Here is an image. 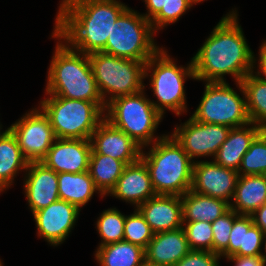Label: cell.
<instances>
[{
    "mask_svg": "<svg viewBox=\"0 0 266 266\" xmlns=\"http://www.w3.org/2000/svg\"><path fill=\"white\" fill-rule=\"evenodd\" d=\"M95 257L101 266H145V249L127 241L98 246Z\"/></svg>",
    "mask_w": 266,
    "mask_h": 266,
    "instance_id": "27",
    "label": "cell"
},
{
    "mask_svg": "<svg viewBox=\"0 0 266 266\" xmlns=\"http://www.w3.org/2000/svg\"><path fill=\"white\" fill-rule=\"evenodd\" d=\"M163 49H159L145 64V77L151 74V87L156 101L153 106L163 115L169 109L178 116L186 110L184 82L186 77L195 79L193 62L185 68L178 67ZM154 68V69H152Z\"/></svg>",
    "mask_w": 266,
    "mask_h": 266,
    "instance_id": "8",
    "label": "cell"
},
{
    "mask_svg": "<svg viewBox=\"0 0 266 266\" xmlns=\"http://www.w3.org/2000/svg\"><path fill=\"white\" fill-rule=\"evenodd\" d=\"M238 171L223 167L214 161H196L193 163L191 190L225 200L234 197Z\"/></svg>",
    "mask_w": 266,
    "mask_h": 266,
    "instance_id": "13",
    "label": "cell"
},
{
    "mask_svg": "<svg viewBox=\"0 0 266 266\" xmlns=\"http://www.w3.org/2000/svg\"><path fill=\"white\" fill-rule=\"evenodd\" d=\"M140 159L148 168L156 194L183 196L192 186L193 163L172 135L157 140Z\"/></svg>",
    "mask_w": 266,
    "mask_h": 266,
    "instance_id": "4",
    "label": "cell"
},
{
    "mask_svg": "<svg viewBox=\"0 0 266 266\" xmlns=\"http://www.w3.org/2000/svg\"><path fill=\"white\" fill-rule=\"evenodd\" d=\"M238 174L266 175V130H262L251 143L241 160Z\"/></svg>",
    "mask_w": 266,
    "mask_h": 266,
    "instance_id": "30",
    "label": "cell"
},
{
    "mask_svg": "<svg viewBox=\"0 0 266 266\" xmlns=\"http://www.w3.org/2000/svg\"><path fill=\"white\" fill-rule=\"evenodd\" d=\"M111 195L135 204L138 208L142 203L156 195L147 166L139 159L137 162L126 165Z\"/></svg>",
    "mask_w": 266,
    "mask_h": 266,
    "instance_id": "19",
    "label": "cell"
},
{
    "mask_svg": "<svg viewBox=\"0 0 266 266\" xmlns=\"http://www.w3.org/2000/svg\"><path fill=\"white\" fill-rule=\"evenodd\" d=\"M79 211L76 206L60 199L36 211L33 216L38 236H43L53 246L61 244L75 225Z\"/></svg>",
    "mask_w": 266,
    "mask_h": 266,
    "instance_id": "16",
    "label": "cell"
},
{
    "mask_svg": "<svg viewBox=\"0 0 266 266\" xmlns=\"http://www.w3.org/2000/svg\"><path fill=\"white\" fill-rule=\"evenodd\" d=\"M241 84L245 92L246 107L251 123L266 130V79L251 72L242 79Z\"/></svg>",
    "mask_w": 266,
    "mask_h": 266,
    "instance_id": "29",
    "label": "cell"
},
{
    "mask_svg": "<svg viewBox=\"0 0 266 266\" xmlns=\"http://www.w3.org/2000/svg\"><path fill=\"white\" fill-rule=\"evenodd\" d=\"M230 130L225 125L202 123L190 117L182 126L175 128L172 136L193 160L199 156L214 157Z\"/></svg>",
    "mask_w": 266,
    "mask_h": 266,
    "instance_id": "12",
    "label": "cell"
},
{
    "mask_svg": "<svg viewBox=\"0 0 266 266\" xmlns=\"http://www.w3.org/2000/svg\"><path fill=\"white\" fill-rule=\"evenodd\" d=\"M190 251L183 227L155 233L145 249V264L175 265Z\"/></svg>",
    "mask_w": 266,
    "mask_h": 266,
    "instance_id": "20",
    "label": "cell"
},
{
    "mask_svg": "<svg viewBox=\"0 0 266 266\" xmlns=\"http://www.w3.org/2000/svg\"><path fill=\"white\" fill-rule=\"evenodd\" d=\"M99 191L89 171L80 173H58L59 199L76 206L79 210Z\"/></svg>",
    "mask_w": 266,
    "mask_h": 266,
    "instance_id": "25",
    "label": "cell"
},
{
    "mask_svg": "<svg viewBox=\"0 0 266 266\" xmlns=\"http://www.w3.org/2000/svg\"><path fill=\"white\" fill-rule=\"evenodd\" d=\"M125 215L116 208H110L101 214L97 221V230L101 237L99 246L124 240Z\"/></svg>",
    "mask_w": 266,
    "mask_h": 266,
    "instance_id": "31",
    "label": "cell"
},
{
    "mask_svg": "<svg viewBox=\"0 0 266 266\" xmlns=\"http://www.w3.org/2000/svg\"><path fill=\"white\" fill-rule=\"evenodd\" d=\"M253 224L266 234V202L251 214Z\"/></svg>",
    "mask_w": 266,
    "mask_h": 266,
    "instance_id": "39",
    "label": "cell"
},
{
    "mask_svg": "<svg viewBox=\"0 0 266 266\" xmlns=\"http://www.w3.org/2000/svg\"><path fill=\"white\" fill-rule=\"evenodd\" d=\"M140 91L113 99L106 105L105 119L131 137L141 148L155 143L165 135L153 138L163 115Z\"/></svg>",
    "mask_w": 266,
    "mask_h": 266,
    "instance_id": "6",
    "label": "cell"
},
{
    "mask_svg": "<svg viewBox=\"0 0 266 266\" xmlns=\"http://www.w3.org/2000/svg\"><path fill=\"white\" fill-rule=\"evenodd\" d=\"M91 154H103L123 161L126 165L140 159L142 148L126 133L113 126L105 118L92 133Z\"/></svg>",
    "mask_w": 266,
    "mask_h": 266,
    "instance_id": "14",
    "label": "cell"
},
{
    "mask_svg": "<svg viewBox=\"0 0 266 266\" xmlns=\"http://www.w3.org/2000/svg\"><path fill=\"white\" fill-rule=\"evenodd\" d=\"M264 240L263 242H265V253H266V234L264 235ZM261 256L264 258V260L266 261V254L264 255L263 253L261 254Z\"/></svg>",
    "mask_w": 266,
    "mask_h": 266,
    "instance_id": "42",
    "label": "cell"
},
{
    "mask_svg": "<svg viewBox=\"0 0 266 266\" xmlns=\"http://www.w3.org/2000/svg\"><path fill=\"white\" fill-rule=\"evenodd\" d=\"M57 43L48 71L46 94L74 100L104 102L88 54ZM81 55V56H80Z\"/></svg>",
    "mask_w": 266,
    "mask_h": 266,
    "instance_id": "3",
    "label": "cell"
},
{
    "mask_svg": "<svg viewBox=\"0 0 266 266\" xmlns=\"http://www.w3.org/2000/svg\"><path fill=\"white\" fill-rule=\"evenodd\" d=\"M99 93L107 105L115 98L144 90L145 62L104 52L88 54ZM108 95L109 99H105Z\"/></svg>",
    "mask_w": 266,
    "mask_h": 266,
    "instance_id": "7",
    "label": "cell"
},
{
    "mask_svg": "<svg viewBox=\"0 0 266 266\" xmlns=\"http://www.w3.org/2000/svg\"><path fill=\"white\" fill-rule=\"evenodd\" d=\"M151 22L129 7L115 21L104 53L147 62L158 50Z\"/></svg>",
    "mask_w": 266,
    "mask_h": 266,
    "instance_id": "9",
    "label": "cell"
},
{
    "mask_svg": "<svg viewBox=\"0 0 266 266\" xmlns=\"http://www.w3.org/2000/svg\"><path fill=\"white\" fill-rule=\"evenodd\" d=\"M221 256L206 250H191L175 266H219Z\"/></svg>",
    "mask_w": 266,
    "mask_h": 266,
    "instance_id": "35",
    "label": "cell"
},
{
    "mask_svg": "<svg viewBox=\"0 0 266 266\" xmlns=\"http://www.w3.org/2000/svg\"><path fill=\"white\" fill-rule=\"evenodd\" d=\"M8 129L16 137L28 162H41L57 139L49 118L41 108L32 109Z\"/></svg>",
    "mask_w": 266,
    "mask_h": 266,
    "instance_id": "11",
    "label": "cell"
},
{
    "mask_svg": "<svg viewBox=\"0 0 266 266\" xmlns=\"http://www.w3.org/2000/svg\"><path fill=\"white\" fill-rule=\"evenodd\" d=\"M145 266H175V265H164V264H145Z\"/></svg>",
    "mask_w": 266,
    "mask_h": 266,
    "instance_id": "41",
    "label": "cell"
},
{
    "mask_svg": "<svg viewBox=\"0 0 266 266\" xmlns=\"http://www.w3.org/2000/svg\"><path fill=\"white\" fill-rule=\"evenodd\" d=\"M263 231L253 224L251 215H239L234 211V222L229 235L228 248L220 255L257 256L261 255L264 241Z\"/></svg>",
    "mask_w": 266,
    "mask_h": 266,
    "instance_id": "21",
    "label": "cell"
},
{
    "mask_svg": "<svg viewBox=\"0 0 266 266\" xmlns=\"http://www.w3.org/2000/svg\"><path fill=\"white\" fill-rule=\"evenodd\" d=\"M254 53L249 48L235 11L227 14L215 26L210 36L192 58L195 79L224 82L231 74L236 83L253 71Z\"/></svg>",
    "mask_w": 266,
    "mask_h": 266,
    "instance_id": "2",
    "label": "cell"
},
{
    "mask_svg": "<svg viewBox=\"0 0 266 266\" xmlns=\"http://www.w3.org/2000/svg\"><path fill=\"white\" fill-rule=\"evenodd\" d=\"M28 161L22 155L18 141L7 129L0 136V192L10 187L19 170H26Z\"/></svg>",
    "mask_w": 266,
    "mask_h": 266,
    "instance_id": "26",
    "label": "cell"
},
{
    "mask_svg": "<svg viewBox=\"0 0 266 266\" xmlns=\"http://www.w3.org/2000/svg\"><path fill=\"white\" fill-rule=\"evenodd\" d=\"M187 241L191 250H206L212 252L213 233L211 222H183Z\"/></svg>",
    "mask_w": 266,
    "mask_h": 266,
    "instance_id": "33",
    "label": "cell"
},
{
    "mask_svg": "<svg viewBox=\"0 0 266 266\" xmlns=\"http://www.w3.org/2000/svg\"><path fill=\"white\" fill-rule=\"evenodd\" d=\"M152 232L175 230L184 226L182 202L179 195L156 194L137 208Z\"/></svg>",
    "mask_w": 266,
    "mask_h": 266,
    "instance_id": "18",
    "label": "cell"
},
{
    "mask_svg": "<svg viewBox=\"0 0 266 266\" xmlns=\"http://www.w3.org/2000/svg\"><path fill=\"white\" fill-rule=\"evenodd\" d=\"M202 1H204V0H190L192 5L195 4V3H200Z\"/></svg>",
    "mask_w": 266,
    "mask_h": 266,
    "instance_id": "43",
    "label": "cell"
},
{
    "mask_svg": "<svg viewBox=\"0 0 266 266\" xmlns=\"http://www.w3.org/2000/svg\"><path fill=\"white\" fill-rule=\"evenodd\" d=\"M91 151L88 139L57 138L41 162L56 173L86 172Z\"/></svg>",
    "mask_w": 266,
    "mask_h": 266,
    "instance_id": "15",
    "label": "cell"
},
{
    "mask_svg": "<svg viewBox=\"0 0 266 266\" xmlns=\"http://www.w3.org/2000/svg\"><path fill=\"white\" fill-rule=\"evenodd\" d=\"M234 222V210L229 209L221 217L211 222L213 243L212 252L221 255L229 243V235Z\"/></svg>",
    "mask_w": 266,
    "mask_h": 266,
    "instance_id": "34",
    "label": "cell"
},
{
    "mask_svg": "<svg viewBox=\"0 0 266 266\" xmlns=\"http://www.w3.org/2000/svg\"><path fill=\"white\" fill-rule=\"evenodd\" d=\"M259 70L260 72H254V73H257L256 75L260 77L261 73L262 75L264 74L265 78L263 79H266V40L263 42V44L260 46V49H259Z\"/></svg>",
    "mask_w": 266,
    "mask_h": 266,
    "instance_id": "40",
    "label": "cell"
},
{
    "mask_svg": "<svg viewBox=\"0 0 266 266\" xmlns=\"http://www.w3.org/2000/svg\"><path fill=\"white\" fill-rule=\"evenodd\" d=\"M56 138L88 139L105 118L104 102L67 99L50 95L40 101Z\"/></svg>",
    "mask_w": 266,
    "mask_h": 266,
    "instance_id": "5",
    "label": "cell"
},
{
    "mask_svg": "<svg viewBox=\"0 0 266 266\" xmlns=\"http://www.w3.org/2000/svg\"><path fill=\"white\" fill-rule=\"evenodd\" d=\"M153 235L149 224L137 208L133 214L125 216L124 241L146 249Z\"/></svg>",
    "mask_w": 266,
    "mask_h": 266,
    "instance_id": "32",
    "label": "cell"
},
{
    "mask_svg": "<svg viewBox=\"0 0 266 266\" xmlns=\"http://www.w3.org/2000/svg\"><path fill=\"white\" fill-rule=\"evenodd\" d=\"M26 173L24 188L32 214L59 200L58 173L42 162H29Z\"/></svg>",
    "mask_w": 266,
    "mask_h": 266,
    "instance_id": "17",
    "label": "cell"
},
{
    "mask_svg": "<svg viewBox=\"0 0 266 266\" xmlns=\"http://www.w3.org/2000/svg\"><path fill=\"white\" fill-rule=\"evenodd\" d=\"M236 84L243 93V98L226 81L207 82L201 102L191 117L198 122L230 128L253 125L248 116L243 86L241 82Z\"/></svg>",
    "mask_w": 266,
    "mask_h": 266,
    "instance_id": "10",
    "label": "cell"
},
{
    "mask_svg": "<svg viewBox=\"0 0 266 266\" xmlns=\"http://www.w3.org/2000/svg\"><path fill=\"white\" fill-rule=\"evenodd\" d=\"M230 209L251 215L266 202V175H239ZM235 205V206H234Z\"/></svg>",
    "mask_w": 266,
    "mask_h": 266,
    "instance_id": "23",
    "label": "cell"
},
{
    "mask_svg": "<svg viewBox=\"0 0 266 266\" xmlns=\"http://www.w3.org/2000/svg\"><path fill=\"white\" fill-rule=\"evenodd\" d=\"M245 126L247 125L231 128L226 140L213 158L215 163L238 171L244 154L250 148L255 137L262 131L254 123L250 128Z\"/></svg>",
    "mask_w": 266,
    "mask_h": 266,
    "instance_id": "22",
    "label": "cell"
},
{
    "mask_svg": "<svg viewBox=\"0 0 266 266\" xmlns=\"http://www.w3.org/2000/svg\"><path fill=\"white\" fill-rule=\"evenodd\" d=\"M168 0H145L148 14L144 17L151 22L153 30L166 26V12Z\"/></svg>",
    "mask_w": 266,
    "mask_h": 266,
    "instance_id": "36",
    "label": "cell"
},
{
    "mask_svg": "<svg viewBox=\"0 0 266 266\" xmlns=\"http://www.w3.org/2000/svg\"><path fill=\"white\" fill-rule=\"evenodd\" d=\"M191 6L190 0H168L166 25L175 23Z\"/></svg>",
    "mask_w": 266,
    "mask_h": 266,
    "instance_id": "37",
    "label": "cell"
},
{
    "mask_svg": "<svg viewBox=\"0 0 266 266\" xmlns=\"http://www.w3.org/2000/svg\"><path fill=\"white\" fill-rule=\"evenodd\" d=\"M228 260L235 262L234 266H265L266 261L261 255L257 256H230Z\"/></svg>",
    "mask_w": 266,
    "mask_h": 266,
    "instance_id": "38",
    "label": "cell"
},
{
    "mask_svg": "<svg viewBox=\"0 0 266 266\" xmlns=\"http://www.w3.org/2000/svg\"><path fill=\"white\" fill-rule=\"evenodd\" d=\"M126 164L103 154H90L89 173L101 197L115 187Z\"/></svg>",
    "mask_w": 266,
    "mask_h": 266,
    "instance_id": "28",
    "label": "cell"
},
{
    "mask_svg": "<svg viewBox=\"0 0 266 266\" xmlns=\"http://www.w3.org/2000/svg\"><path fill=\"white\" fill-rule=\"evenodd\" d=\"M127 8L116 0H63L52 37L81 53L102 52L115 21Z\"/></svg>",
    "mask_w": 266,
    "mask_h": 266,
    "instance_id": "1",
    "label": "cell"
},
{
    "mask_svg": "<svg viewBox=\"0 0 266 266\" xmlns=\"http://www.w3.org/2000/svg\"><path fill=\"white\" fill-rule=\"evenodd\" d=\"M183 222H214L230 209L225 200L187 191L181 196Z\"/></svg>",
    "mask_w": 266,
    "mask_h": 266,
    "instance_id": "24",
    "label": "cell"
}]
</instances>
